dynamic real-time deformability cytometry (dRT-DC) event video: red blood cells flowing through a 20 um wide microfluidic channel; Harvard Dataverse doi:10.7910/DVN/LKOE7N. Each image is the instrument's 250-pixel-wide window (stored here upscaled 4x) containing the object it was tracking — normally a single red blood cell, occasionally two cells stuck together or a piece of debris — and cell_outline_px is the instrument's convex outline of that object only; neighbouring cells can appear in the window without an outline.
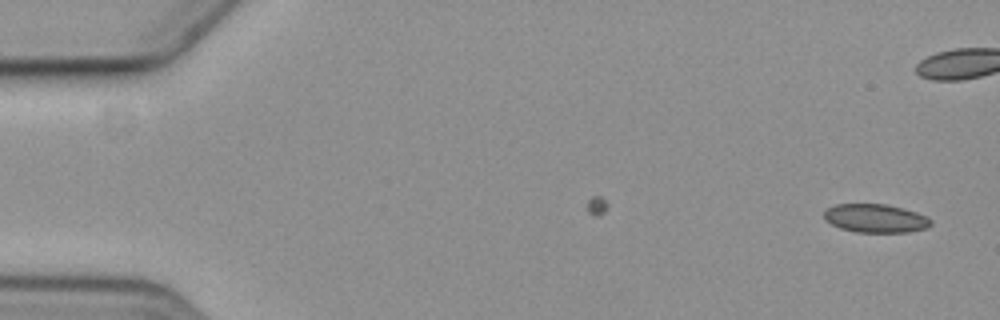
{"species": "common noctule bat (a hibernating species)", "species_latin": "Nyctalus noctula", "temperature_condition": "cold", "stored_images_in_passage": 3, "camera_frame_rate_fps": 3000, "um_per_image_px": 0.085, "animal": {"sex": "female", "body_mass_g": 19.3, "forearm_length_mm": 54.1}, "frame": {"image": 1, "passage_image": 3, "time_ms": 2.333, "image_size_px": [1000, 320], "cell_outline_px": [[932, 224], [928, 228], [908, 232], [856, 232], [840, 228], [824, 220], [824, 212], [828, 208], [836, 204], [888, 204], [916, 212], [928, 216], [932, 220]], "centroid_in_image_um": [74.45, 18.56], "position_along_channel_um": 10.6, "area_um2": 17.86}}